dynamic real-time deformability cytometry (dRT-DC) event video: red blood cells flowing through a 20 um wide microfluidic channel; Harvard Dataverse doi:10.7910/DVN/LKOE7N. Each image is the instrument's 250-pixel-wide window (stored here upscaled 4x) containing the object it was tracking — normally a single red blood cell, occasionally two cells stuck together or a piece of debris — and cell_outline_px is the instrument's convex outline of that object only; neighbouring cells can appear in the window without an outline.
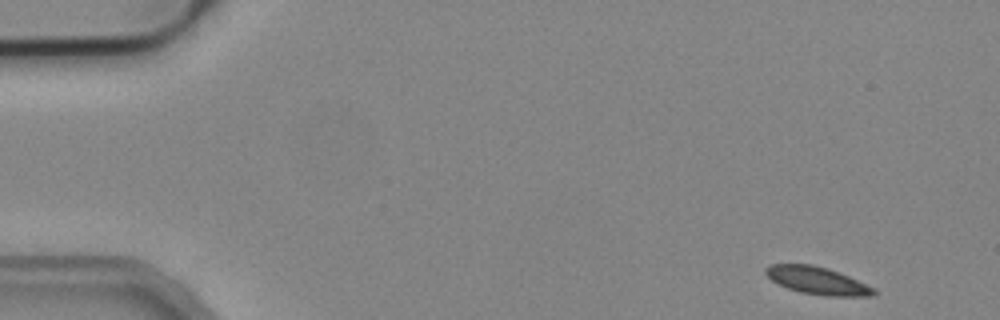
{"species": "common noctule bat (a hibernating species)", "species_latin": "Nyctalus noctula", "temperature_condition": "cold", "stored_images_in_passage": 50, "camera_frame_rate_fps": 3000, "um_per_image_px": 0.085, "animal": {"sex": "male", "body_mass_g": 19.2, "forearm_length_mm": 51.8}, "frame": {"image": 1, "passage_image": 1, "time_ms": 0.0, "image_size_px": [1000, 320], "cell_outline_px": [[876, 292], [872, 296], [828, 296], [800, 292], [788, 288], [772, 280], [764, 272], [764, 268], [772, 264], [812, 264], [828, 268], [848, 276], [876, 288]], "centroid_in_image_um": [69.48, 23.84], "position_along_channel_um": 15.5, "area_um2": 17.22}}
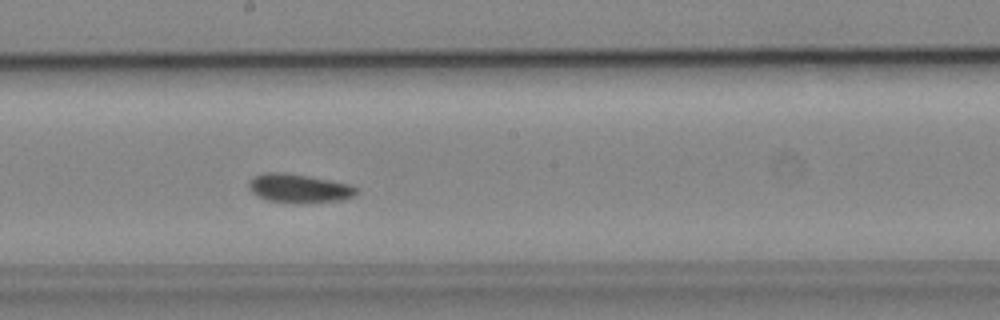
{"frame": {"image": 2, "passage_image": 26, "time_ms": 8.333, "image_size_px": [1000, 320], "cell_outline_px": [[360, 192], [352, 196], [340, 200], [268, 200], [252, 192], [248, 188], [248, 180], [252, 176], [264, 172], [284, 172], [308, 176], [348, 184], [356, 188]], "centroid_in_image_um": [25.34, 15.94], "position_along_channel_um": 222.9, "area_um2": 17.05}}
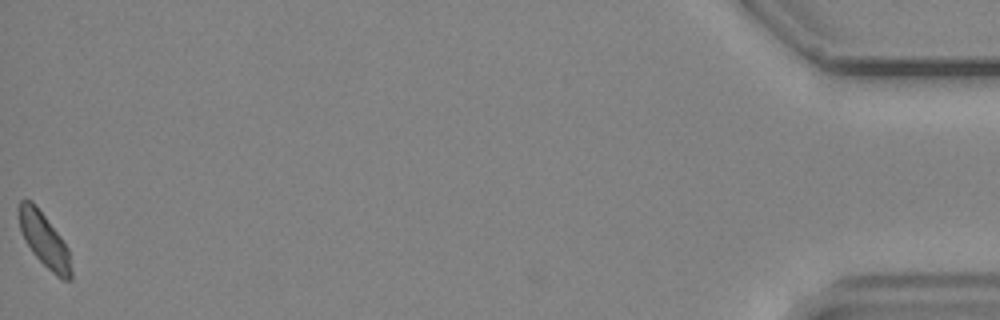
{"frame": {"image": 3, "passage_image": 50, "time_ms": 16.333, "image_size_px": [1000, 320], "cell_outline_px": [[72, 280], [64, 280], [56, 276], [32, 252], [24, 240], [20, 232], [16, 216], [16, 208], [20, 200], [32, 200], [36, 204], [60, 236], [68, 248], [72, 272]], "centroid_in_image_um": [3.71, 20.35], "position_along_channel_um": 431.5, "area_um2": 16.82}, "authors_computed_cell_mechanics": {"area_um2": 17.2822, "velocity_mm_per_s": 3.8687, "shape_relaxation_time_tau1_ms": 9.2457, "shape_relaxation_time_tau2_ms": 2.4013, "deformation_change_tau1": 0.1199, "deformation_change_tau2": 0.0475}}